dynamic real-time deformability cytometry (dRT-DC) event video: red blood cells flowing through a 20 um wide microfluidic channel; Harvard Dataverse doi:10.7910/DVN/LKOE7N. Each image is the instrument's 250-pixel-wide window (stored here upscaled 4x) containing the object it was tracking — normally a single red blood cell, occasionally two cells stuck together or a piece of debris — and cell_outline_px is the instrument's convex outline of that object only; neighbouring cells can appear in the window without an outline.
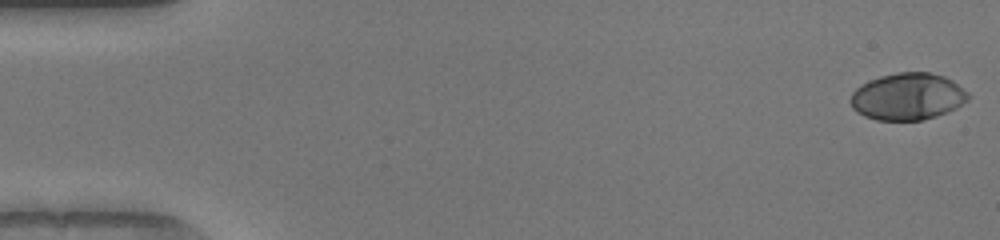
{"species": "human", "species_latin": "Homo sapiens", "temperature_condition": "warm", "stored_images_in_passage": 51, "camera_frame_rate_fps": 3000, "um_per_image_px": 0.085, "donor": {"sex": "female"}, "frame": {"image": 1, "passage_image": 1, "time_ms": 0.0, "image_size_px": [1000, 240], "cell_outline_px": [[972, 96], [968, 100], [956, 108], [948, 112], [924, 120], [876, 120], [864, 116], [856, 112], [852, 108], [848, 100], [852, 92], [860, 84], [868, 80], [880, 76], [896, 72], [928, 72], [944, 76], [952, 80], [968, 92]], "centroid_in_image_um": [77.13, 8.21], "position_along_channel_um": 7.9, "area_um2": 32.66}}
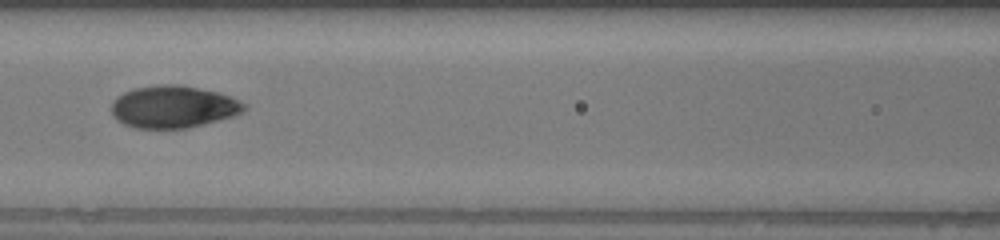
{"frame": {"image": 2, "passage_image": 23, "time_ms": 7.333, "image_size_px": [1000, 240], "cell_outline_px": [[244, 108], [240, 112], [232, 116], [188, 128], [136, 128], [124, 124], [116, 120], [112, 116], [112, 100], [116, 96], [124, 92], [136, 88], [160, 84], [180, 84], [220, 92], [232, 96], [244, 104]], "centroid_in_image_um": [14.69, 9.06], "position_along_channel_um": 151.9, "area_um2": 32.66}}
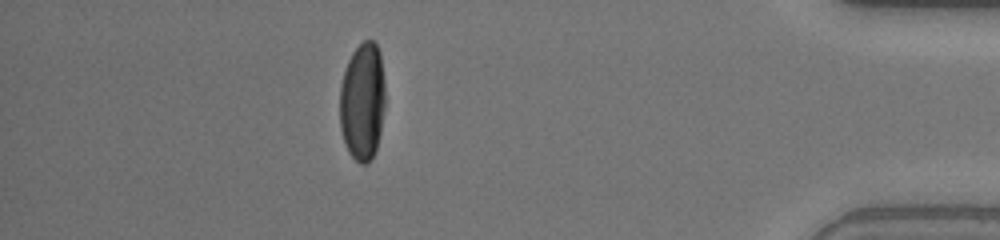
{"frame": {"image": 3, "passage_image": 45, "time_ms": 14.667, "image_size_px": [1000, 240], "cell_outline_px": [[384, 108], [380, 132], [376, 148], [368, 164], [360, 164], [348, 152], [340, 128], [340, 84], [348, 60], [352, 52], [364, 40], [372, 40], [376, 44], [380, 52], [384, 84]], "centroid_in_image_um": [30.8, 8.63], "position_along_channel_um": 404.4, "area_um2": 31.15}, "authors_computed_cell_mechanics": {"area_um2": 32.2524, "velocity_mm_per_s": 4.1073, "shape_relaxation_time_tau1_ms": 4.9135, "shape_relaxation_time_tau2_ms": null, "deformation_change_tau1": 0.2457, "deformation_change_tau2": null}}